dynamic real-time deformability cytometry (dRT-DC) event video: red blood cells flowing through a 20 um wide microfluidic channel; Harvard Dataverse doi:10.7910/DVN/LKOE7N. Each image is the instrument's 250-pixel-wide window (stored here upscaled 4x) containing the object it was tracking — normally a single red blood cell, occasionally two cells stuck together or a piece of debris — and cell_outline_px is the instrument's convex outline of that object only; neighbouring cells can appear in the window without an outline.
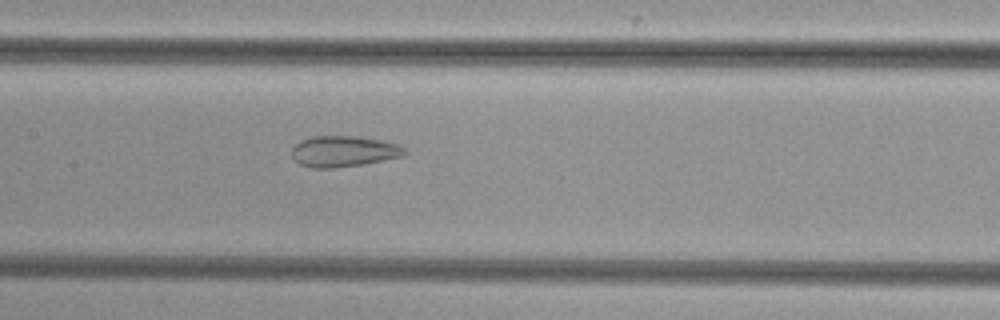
{"species": "common noctule bat (a hibernating species)", "species_latin": "Nyctalus noctula", "temperature_condition": "cold", "stored_images_in_passage": 36, "camera_frame_rate_fps": 3000, "um_per_image_px": 0.085, "animal": {"sex": "female", "body_mass_g": 29.2, "forearm_length_mm": 56.3}, "frame": {"image": 1, "passage_image": 10, "time_ms": 3.0, "image_size_px": [1000, 320], "cell_outline_px": [[404, 156], [384, 160], [360, 164], [332, 168], [312, 168], [300, 164], [292, 156], [292, 148], [296, 144], [304, 140], [316, 136], [356, 136], [384, 140], [396, 144], [404, 148]], "centroid_in_image_um": [29.21, 12.86], "position_along_channel_um": 178.2, "area_um2": 20.06}}
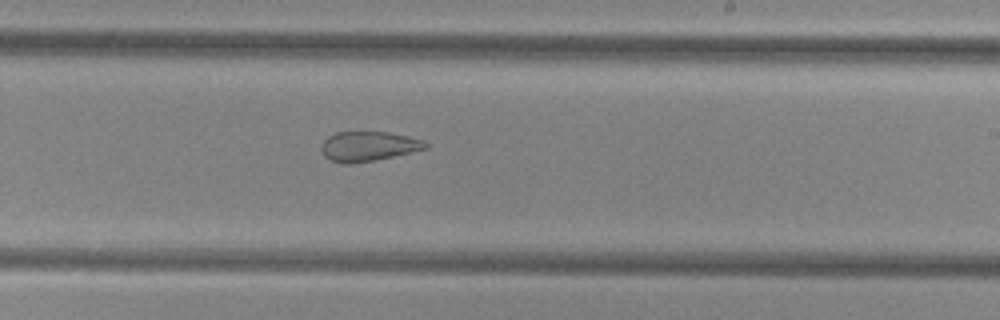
{"frame": {"image": 2, "passage_image": 16, "time_ms": 5.0, "image_size_px": [1000, 320], "cell_outline_px": [[428, 148], [376, 160], [352, 164], [340, 164], [324, 156], [320, 148], [320, 144], [328, 136], [336, 132], [388, 132], [408, 136], [424, 140], [428, 144]], "centroid_in_image_um": [31.29, 12.44], "position_along_channel_um": 257.7, "area_um2": 18.21}}
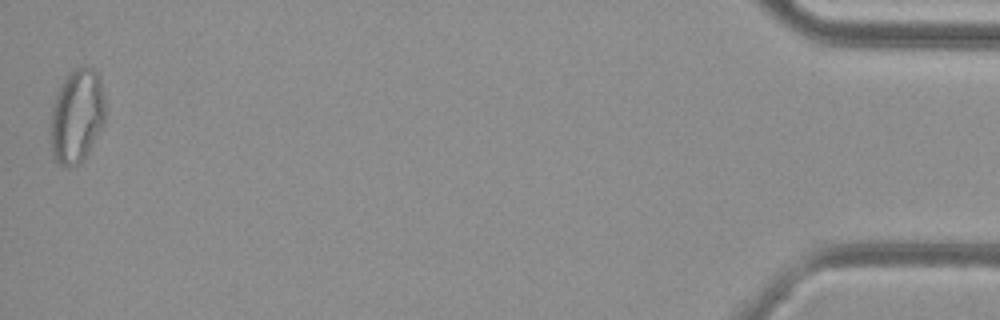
{"frame": {"image": 3, "passage_image": 36, "time_ms": 11.667, "image_size_px": [1000, 320], "cell_outline_px": [[104, 124], [84, 160], [80, 164], [68, 168], [60, 164], [52, 156], [48, 132], [48, 128], [52, 104], [56, 92], [60, 84], [68, 72], [76, 68], [92, 68], [100, 76], [104, 96]], "centroid_in_image_um": [6.48, 9.9], "position_along_channel_um": 428.7, "area_um2": 30.81}}